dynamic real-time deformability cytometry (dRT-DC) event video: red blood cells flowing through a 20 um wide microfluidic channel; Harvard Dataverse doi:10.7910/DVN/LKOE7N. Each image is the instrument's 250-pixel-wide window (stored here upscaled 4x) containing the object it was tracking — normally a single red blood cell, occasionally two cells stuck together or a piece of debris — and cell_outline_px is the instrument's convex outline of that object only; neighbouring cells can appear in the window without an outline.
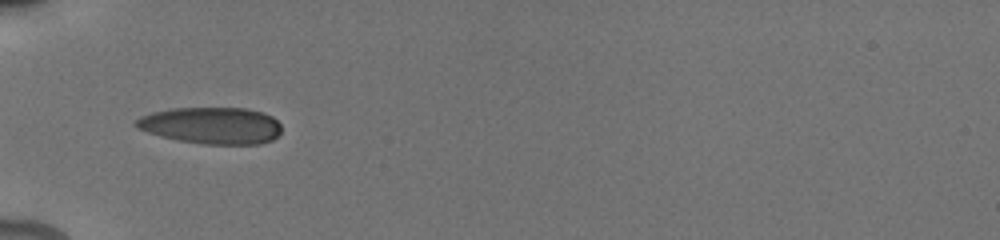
{"species": "human", "species_latin": "Homo sapiens", "temperature_condition": "cold", "stored_images_in_passage": 20, "camera_frame_rate_fps": 3000, "um_per_image_px": 0.085, "donor": {"sex": "male"}, "frame": {"image": 1, "passage_image": 1, "time_ms": 0.0, "image_size_px": [1000, 240], "cell_outline_px": [[280, 132], [272, 140], [260, 144], [204, 144], [180, 140], [160, 136], [136, 128], [132, 124], [140, 116], [152, 112], [172, 108], [248, 108], [264, 112], [272, 116], [280, 124]], "centroid_in_image_um": [17.96, 10.66], "position_along_channel_um": 67.0, "area_um2": 31.27}}
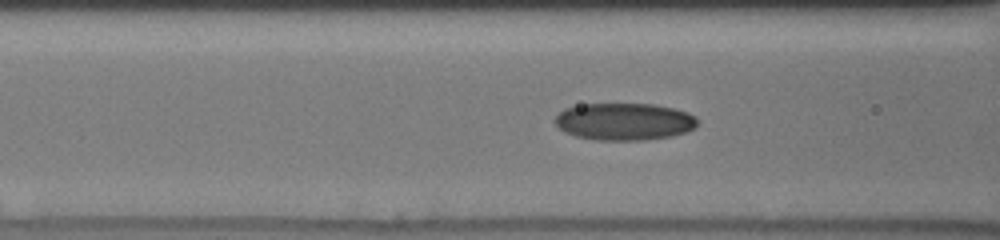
{"frame": {"image": 2, "passage_image": 5, "time_ms": 1.333, "image_size_px": [1000, 240], "cell_outline_px": [[696, 128], [672, 136], [644, 140], [596, 140], [576, 136], [564, 132], [556, 124], [556, 116], [564, 108], [580, 104], [652, 104], [672, 108], [688, 112], [696, 116]], "centroid_in_image_um": [53.06, 10.33], "position_along_channel_um": 113.5, "area_um2": 30.87}}